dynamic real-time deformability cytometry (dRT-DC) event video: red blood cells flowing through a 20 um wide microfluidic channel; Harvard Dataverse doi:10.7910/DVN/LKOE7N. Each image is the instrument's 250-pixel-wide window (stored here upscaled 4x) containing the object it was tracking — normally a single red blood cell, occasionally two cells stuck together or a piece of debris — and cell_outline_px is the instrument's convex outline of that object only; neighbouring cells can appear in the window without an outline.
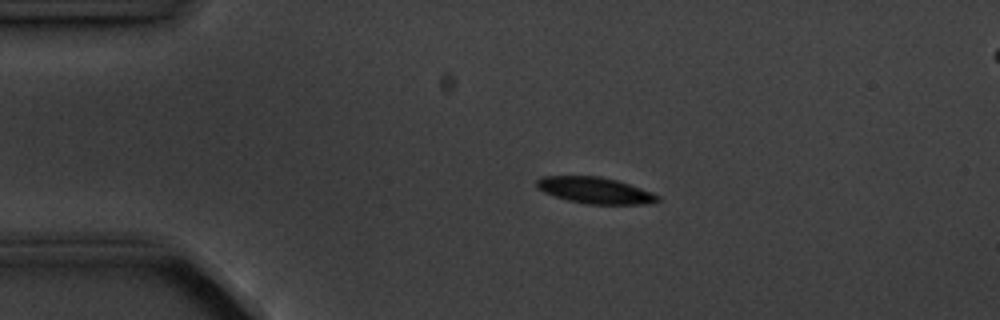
{"species": "common noctule bat (a hibernating species)", "species_latin": "Nyctalus noctula", "temperature_condition": "cold", "stored_images_in_passage": 4, "camera_frame_rate_fps": 3000, "um_per_image_px": 0.085, "animal": {"sex": "male", "body_mass_g": 20.1, "forearm_length_mm": 53.5}, "frame": {"image": 1, "passage_image": 3, "time_ms": 2.333, "image_size_px": [1000, 320], "cell_outline_px": [[660, 200], [644, 204], [588, 204], [568, 200], [544, 192], [536, 188], [536, 180], [540, 176], [600, 176], [616, 180], [652, 192], [660, 196]], "centroid_in_image_um": [50.55, 16.17], "position_along_channel_um": 34.5, "area_um2": 18.44}}